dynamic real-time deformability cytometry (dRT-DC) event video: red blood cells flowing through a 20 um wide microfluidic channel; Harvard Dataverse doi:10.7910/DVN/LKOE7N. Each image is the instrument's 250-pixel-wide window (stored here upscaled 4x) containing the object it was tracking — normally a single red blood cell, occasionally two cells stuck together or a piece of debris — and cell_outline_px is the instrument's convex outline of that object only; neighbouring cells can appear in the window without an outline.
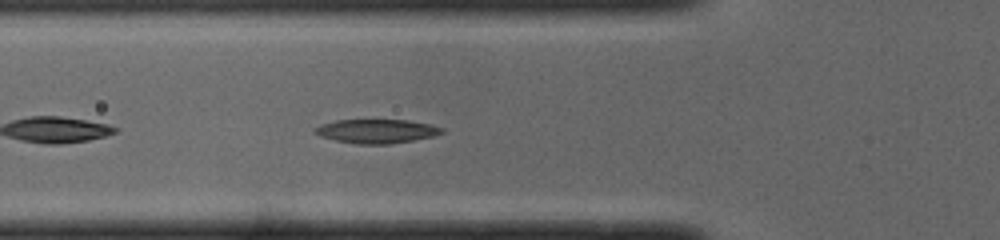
{"species": "common noctule bat (a hibernating species)", "species_latin": "Nyctalus noctula", "temperature_condition": "cold", "stored_images_in_passage": 29, "camera_frame_rate_fps": 3000, "um_per_image_px": 0.085, "animal": {"sex": "male", "body_mass_g": 19.0, "forearm_length_mm": 50.8}, "frame": {"image": 1, "passage_image": 5, "time_ms": 1.333, "image_size_px": [1000, 240], "cell_outline_px": [[444, 132], [436, 136], [388, 144], [356, 144], [336, 140], [320, 136], [312, 132], [320, 124], [336, 120], [408, 120], [428, 124], [444, 128]], "centroid_in_image_um": [32.01, 11.15], "position_along_channel_um": 93.8, "area_um2": 17.69}}
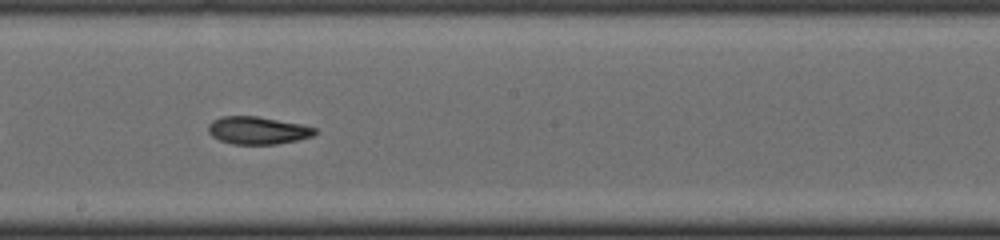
{"frame": {"image": 2, "passage_image": 15, "time_ms": 4.667, "image_size_px": [1000, 240], "cell_outline_px": [[320, 132], [312, 136], [296, 140], [276, 144], [232, 144], [220, 140], [212, 136], [208, 132], [208, 124], [212, 120], [224, 116], [256, 116], [300, 124], [316, 128]], "centroid_in_image_um": [21.9, 11.08], "position_along_channel_um": 226.3, "area_um2": 17.11}}
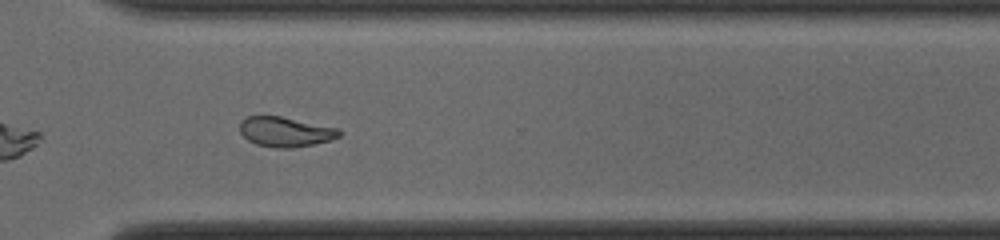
{"frame": {"image": 3, "passage_image": 24, "time_ms": 7.667, "image_size_px": [1000, 240], "cell_outline_px": [[340, 136], [332, 140], [292, 148], [276, 148], [256, 144], [248, 140], [240, 132], [240, 120], [248, 116], [280, 116], [340, 128]], "centroid_in_image_um": [24.26, 11.2], "position_along_channel_um": 346.3, "area_um2": 17.34}, "authors_computed_cell_mechanics": {"area_um2": 17.8602, "velocity_mm_per_s": 3.9776, "shape_relaxation_time_tau1_ms": 3.7804, "shape_relaxation_time_tau2_ms": 6.3011, "deformation_change_tau1": 0.1428, "deformation_change_tau2": 0.1033}}